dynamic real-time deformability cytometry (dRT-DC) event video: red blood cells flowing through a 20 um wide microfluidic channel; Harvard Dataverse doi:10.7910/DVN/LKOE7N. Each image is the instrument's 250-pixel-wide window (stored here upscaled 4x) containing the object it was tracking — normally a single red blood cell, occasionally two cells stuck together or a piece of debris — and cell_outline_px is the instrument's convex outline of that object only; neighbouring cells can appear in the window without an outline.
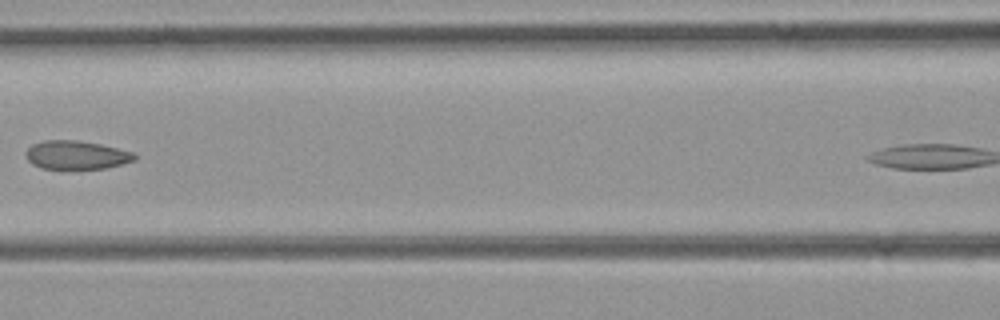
{"species": "common noctule bat (a hibernating species)", "species_latin": "Nyctalus noctula", "temperature_condition": "room temperature", "stored_images_in_passage": 7, "segment_of_instrument_passage": [1, 2], "camera_frame_rate_fps": 3000, "um_per_image_px": 0.085, "animal": {"sex": "female", "body_mass_g": 21.9}, "frame": {"image": 1, "passage_image": 6, "time_ms": 1.667, "image_size_px": [1000, 320], "cell_outline_px": [[136, 160], [108, 168], [40, 168], [32, 164], [28, 160], [24, 152], [32, 144], [44, 140], [76, 140], [100, 144], [136, 152]], "centroid_in_image_um": [6.51, 13.16], "position_along_channel_um": 160.1, "area_um2": 18.15}}